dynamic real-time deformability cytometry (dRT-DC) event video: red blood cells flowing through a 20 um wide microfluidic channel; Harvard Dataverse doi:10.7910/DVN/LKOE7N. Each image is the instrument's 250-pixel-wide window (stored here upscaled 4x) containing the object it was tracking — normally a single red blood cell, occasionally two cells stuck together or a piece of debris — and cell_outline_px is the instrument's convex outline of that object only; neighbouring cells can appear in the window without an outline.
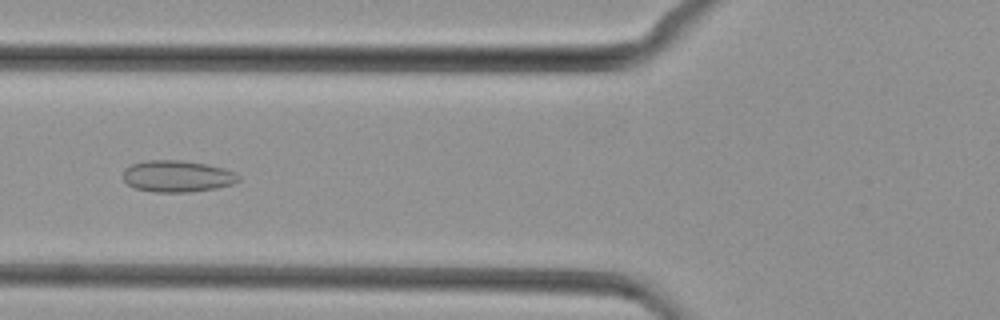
{"species": "common noctule bat (a hibernating species)", "species_latin": "Nyctalus noctula", "temperature_condition": "cold", "stored_images_in_passage": 48, "camera_frame_rate_fps": 3000, "um_per_image_px": 0.085, "animal": {"sex": "female", "body_mass_g": 29.2, "forearm_length_mm": 56.3}, "frame": {"image": 1, "passage_image": 18, "time_ms": 5.667, "image_size_px": [1000, 320], "cell_outline_px": [[240, 180], [232, 184], [216, 188], [192, 192], [156, 192], [136, 188], [128, 184], [124, 180], [124, 168], [132, 164], [144, 160], [180, 160], [208, 164], [224, 168], [236, 172], [240, 176]], "centroid_in_image_um": [15.1, 14.97], "position_along_channel_um": 110.7, "area_um2": 21.39}}
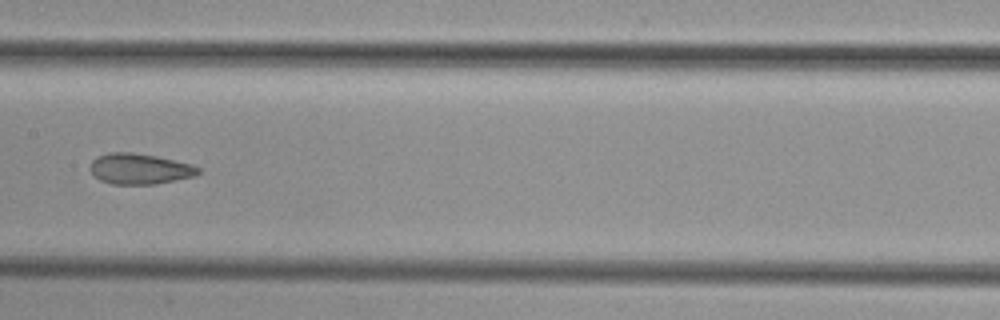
{"frame": {"image": 2, "passage_image": 24, "time_ms": 7.667, "image_size_px": [1000, 320], "cell_outline_px": [[200, 172], [196, 176], [156, 184], [112, 184], [100, 180], [88, 168], [92, 160], [96, 156], [108, 152], [132, 152], [156, 156], [192, 164], [200, 168]], "centroid_in_image_um": [11.86, 14.34], "position_along_channel_um": 195.5, "area_um2": 19.48}}
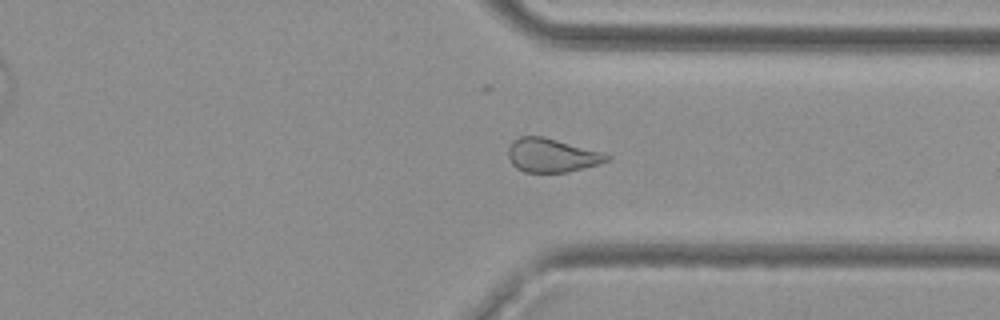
{"frame": {"image": 3, "passage_image": 36, "time_ms": 11.667, "image_size_px": [1000, 320], "cell_outline_px": [[612, 156], [608, 160], [600, 164], [568, 172], [524, 172], [516, 168], [512, 164], [508, 156], [508, 148], [512, 140], [520, 136], [544, 136], [604, 152]], "centroid_in_image_um": [46.91, 13.19], "position_along_channel_um": 364.5, "area_um2": 19.65}}